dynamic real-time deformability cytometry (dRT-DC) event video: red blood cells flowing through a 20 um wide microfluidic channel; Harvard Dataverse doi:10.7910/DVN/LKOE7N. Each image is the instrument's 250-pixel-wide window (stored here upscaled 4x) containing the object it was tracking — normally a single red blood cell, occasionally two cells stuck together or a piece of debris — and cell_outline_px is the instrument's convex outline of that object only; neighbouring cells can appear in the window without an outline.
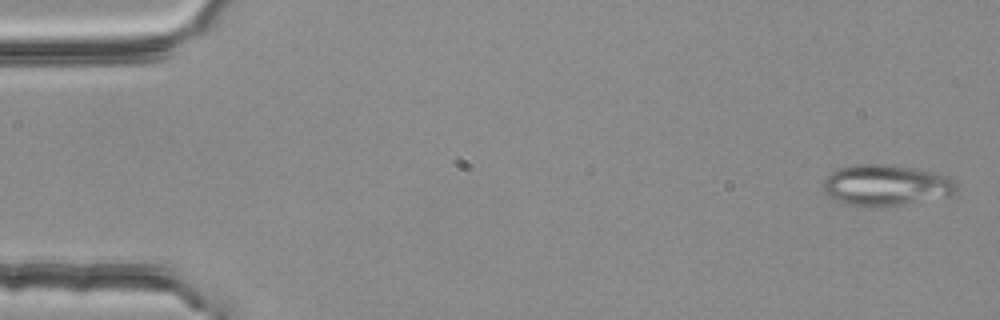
{"species": "common noctule bat (a hibernating species)", "species_latin": "Nyctalus noctula", "temperature_condition": "room temperature", "stored_images_in_passage": 54, "segment_of_instrument_passage": [1, 2], "camera_frame_rate_fps": 3000, "um_per_image_px": 0.085, "animal": {"sex": "female", "body_mass_g": 25.1}, "frame": {"image": 1, "passage_image": 2, "time_ms": 0.333, "image_size_px": [1000, 320], "cell_outline_px": [[960, 188], [956, 196], [876, 208], [848, 204], [836, 200], [828, 196], [824, 192], [824, 180], [832, 172], [840, 168], [856, 164], [892, 164], [916, 168], [936, 172], [952, 180]], "centroid_in_image_um": [75.38, 15.75], "position_along_channel_um": 9.6, "area_um2": 32.37}}